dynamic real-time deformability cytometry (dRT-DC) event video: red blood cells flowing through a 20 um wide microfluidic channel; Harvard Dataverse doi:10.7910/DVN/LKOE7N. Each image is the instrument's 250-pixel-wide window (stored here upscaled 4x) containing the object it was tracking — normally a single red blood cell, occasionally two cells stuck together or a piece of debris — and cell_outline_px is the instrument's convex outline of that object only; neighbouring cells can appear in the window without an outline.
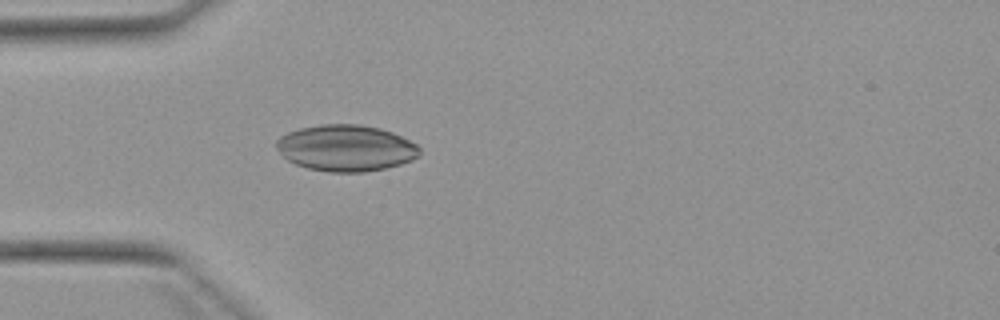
{"species": "Egyptian fruit bat (a non-hibernating species)", "species_latin": "Rousettus aegyptiacus", "temperature_condition": "warm", "stored_images_in_passage": 5, "camera_frame_rate_fps": 3000, "um_per_image_px": 0.085, "animal": {"sex": "female"}, "frame": {"image": 1, "passage_image": 5, "time_ms": 5.333, "image_size_px": [1000, 320], "cell_outline_px": [[420, 156], [412, 160], [400, 164], [384, 168], [364, 172], [328, 172], [308, 168], [296, 164], [288, 160], [276, 148], [276, 140], [280, 136], [288, 132], [300, 128], [320, 124], [360, 124], [380, 128], [392, 132], [416, 144], [420, 148]], "centroid_in_image_um": [29.4, 12.58], "position_along_channel_um": 55.6, "area_um2": 38.67}}